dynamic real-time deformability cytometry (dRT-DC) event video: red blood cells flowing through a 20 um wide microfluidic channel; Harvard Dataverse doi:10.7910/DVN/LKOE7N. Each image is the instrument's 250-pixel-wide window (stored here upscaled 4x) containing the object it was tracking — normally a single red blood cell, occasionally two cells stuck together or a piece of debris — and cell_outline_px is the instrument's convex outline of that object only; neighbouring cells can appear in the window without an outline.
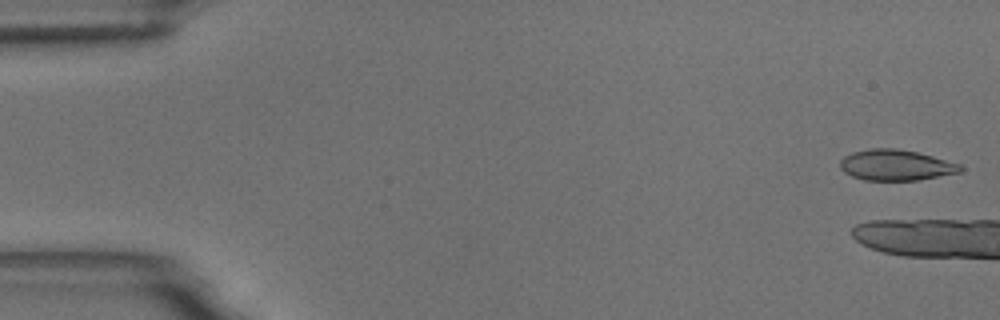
{"species": "common noctule bat (a hibernating species)", "species_latin": "Nyctalus noctula", "temperature_condition": "room temperature", "stored_images_in_passage": 7, "camera_frame_rate_fps": 3000, "um_per_image_px": 0.085, "animal": {"sex": "male", "body_mass_g": 18.8}, "frame": {"image": 1, "passage_image": 2, "time_ms": 0.333, "image_size_px": [1000, 320], "cell_outline_px": [[964, 168], [960, 172], [916, 180], [864, 180], [852, 176], [844, 172], [840, 168], [840, 160], [844, 156], [852, 152], [872, 148], [896, 148], [916, 152], [932, 156], [960, 164]], "centroid_in_image_um": [76.12, 14.03], "position_along_channel_um": 8.9, "area_um2": 21.44}}